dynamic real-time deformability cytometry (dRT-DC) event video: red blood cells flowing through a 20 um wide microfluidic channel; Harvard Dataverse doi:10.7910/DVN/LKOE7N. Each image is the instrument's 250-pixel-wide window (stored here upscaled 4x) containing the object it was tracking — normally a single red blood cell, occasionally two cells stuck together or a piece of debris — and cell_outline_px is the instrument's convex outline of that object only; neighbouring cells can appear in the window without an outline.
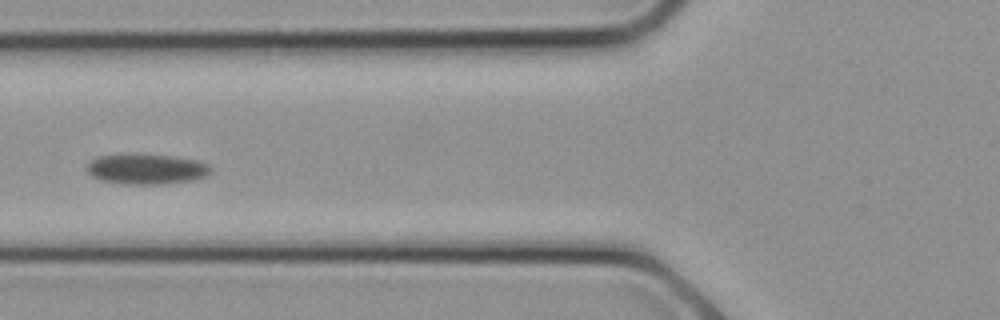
{"species": "common noctule bat (a hibernating species)", "species_latin": "Nyctalus noctula", "temperature_condition": "cold", "stored_images_in_passage": 11, "camera_frame_rate_fps": 3000, "um_per_image_px": 0.085, "animal": {"sex": "female", "body_mass_g": 21.9}, "frame": {"image": 1, "passage_image": 10, "time_ms": 3.0, "image_size_px": [1000, 320], "cell_outline_px": [[212, 172], [208, 176], [196, 180], [164, 184], [124, 184], [100, 180], [92, 176], [84, 168], [96, 156], [128, 152], [132, 152], [176, 156], [200, 160], [208, 164], [212, 168]], "centroid_in_image_um": [12.47, 14.34], "position_along_channel_um": 113.3, "area_um2": 22.95}}